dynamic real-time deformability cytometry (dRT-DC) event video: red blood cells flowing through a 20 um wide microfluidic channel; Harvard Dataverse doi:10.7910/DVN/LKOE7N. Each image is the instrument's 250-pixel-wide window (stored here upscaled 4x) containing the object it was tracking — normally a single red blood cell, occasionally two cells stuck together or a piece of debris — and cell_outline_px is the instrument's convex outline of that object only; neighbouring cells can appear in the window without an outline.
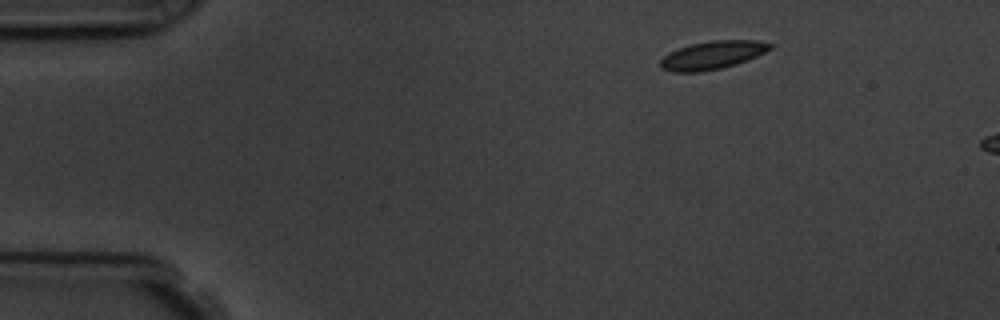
{"species": "common noctule bat (a hibernating species)", "species_latin": "Nyctalus noctula", "temperature_condition": "room temperature", "stored_images_in_passage": 2, "camera_frame_rate_fps": 3000, "um_per_image_px": 0.085, "animal": {"sex": "male", "body_mass_g": 19.5, "forearm_length_mm": 54.6}, "frame": {"image": 1, "passage_image": 1, "time_ms": 0.0, "image_size_px": [1000, 320], "cell_outline_px": [[772, 48], [756, 56], [736, 64], [720, 68], [700, 72], [672, 72], [660, 68], [660, 60], [668, 52], [676, 48], [692, 44], [712, 40], [756, 40], [772, 44]], "centroid_in_image_um": [60.5, 4.68], "position_along_channel_um": 24.5, "area_um2": 17.98}}